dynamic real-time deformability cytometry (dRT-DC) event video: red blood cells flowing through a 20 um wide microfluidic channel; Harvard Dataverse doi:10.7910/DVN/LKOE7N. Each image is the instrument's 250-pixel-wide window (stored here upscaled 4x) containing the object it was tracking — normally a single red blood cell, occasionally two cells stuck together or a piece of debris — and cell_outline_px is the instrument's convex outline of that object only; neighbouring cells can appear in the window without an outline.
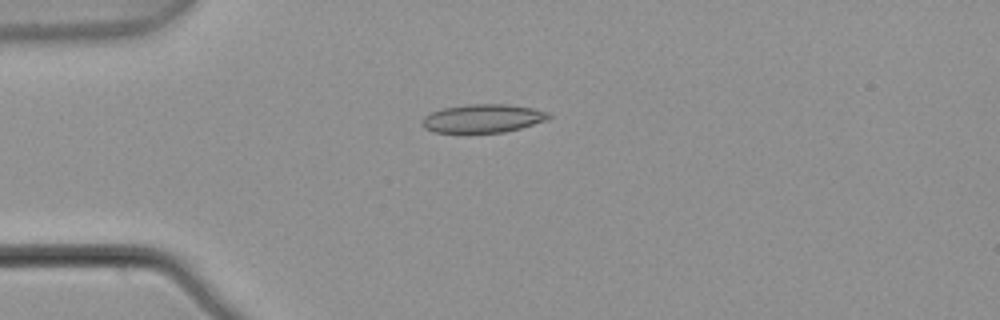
{"species": "common noctule bat (a hibernating species)", "species_latin": "Nyctalus noctula", "temperature_condition": "warm", "stored_images_in_passage": 6, "camera_frame_rate_fps": 3000, "um_per_image_px": 0.085, "animal": {"sex": "male", "body_mass_g": 21.5, "forearm_length_mm": 52.0}, "frame": {"image": 1, "passage_image": 4, "time_ms": 1.0, "image_size_px": [1000, 320], "cell_outline_px": [[552, 116], [548, 120], [520, 128], [504, 132], [464, 136], [432, 132], [424, 128], [420, 124], [420, 120], [424, 116], [432, 112], [444, 108], [468, 104], [508, 104], [532, 108], [548, 112]], "centroid_in_image_um": [40.97, 10.12], "position_along_channel_um": 44.0, "area_um2": 22.02}}
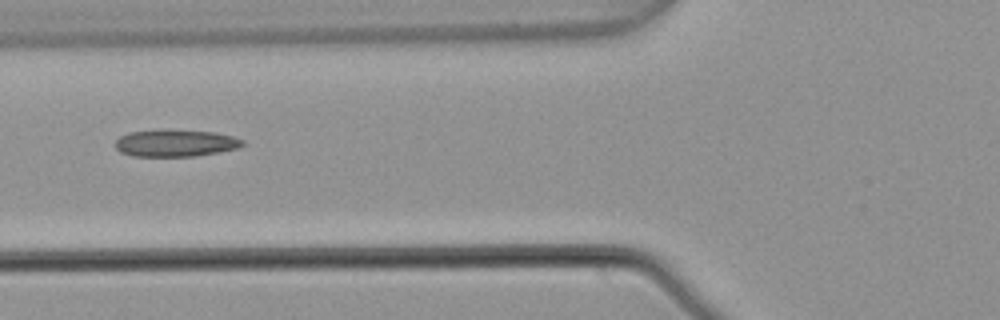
{"frame": {"image": 2, "passage_image": 6, "time_ms": 1.667, "image_size_px": [1000, 320], "cell_outline_px": [[244, 144], [236, 148], [196, 156], [132, 156], [120, 152], [112, 144], [120, 136], [128, 132], [160, 128], [164, 128], [216, 132], [232, 136], [244, 140]], "centroid_in_image_um": [14.84, 12.13], "position_along_channel_um": 111.0, "area_um2": 20.52}}